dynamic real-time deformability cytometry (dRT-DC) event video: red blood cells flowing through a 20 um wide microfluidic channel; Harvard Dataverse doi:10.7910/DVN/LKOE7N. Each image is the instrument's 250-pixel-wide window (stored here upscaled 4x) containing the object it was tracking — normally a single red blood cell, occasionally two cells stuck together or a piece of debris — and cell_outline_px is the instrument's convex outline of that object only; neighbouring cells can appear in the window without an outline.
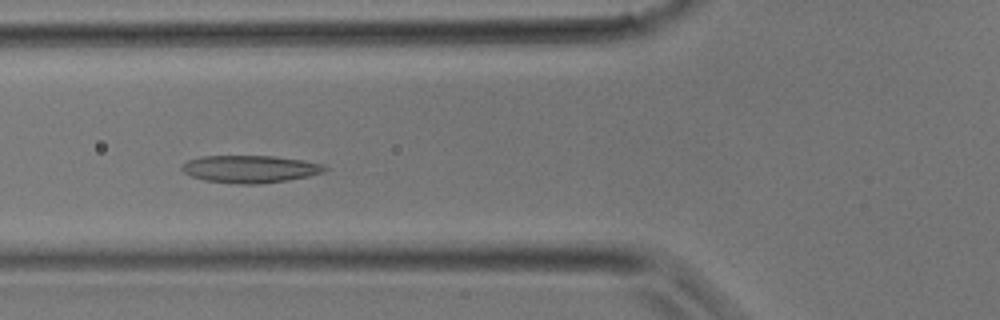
{"species": "common noctule bat (a hibernating species)", "species_latin": "Nyctalus noctula", "temperature_condition": "room temperature", "stored_images_in_passage": 32, "camera_frame_rate_fps": 3000, "um_per_image_px": 0.085, "animal": {"sex": "male", "body_mass_g": 17.9}, "frame": {"image": 1, "passage_image": 12, "time_ms": 3.667, "image_size_px": [1000, 320], "cell_outline_px": [[328, 168], [324, 172], [308, 176], [288, 180], [260, 184], [240, 184], [204, 180], [192, 176], [184, 172], [180, 168], [188, 160], [200, 156], [272, 156], [304, 160], [324, 164]], "centroid_in_image_um": [21.28, 14.36], "position_along_channel_um": 104.5, "area_um2": 22.83}}
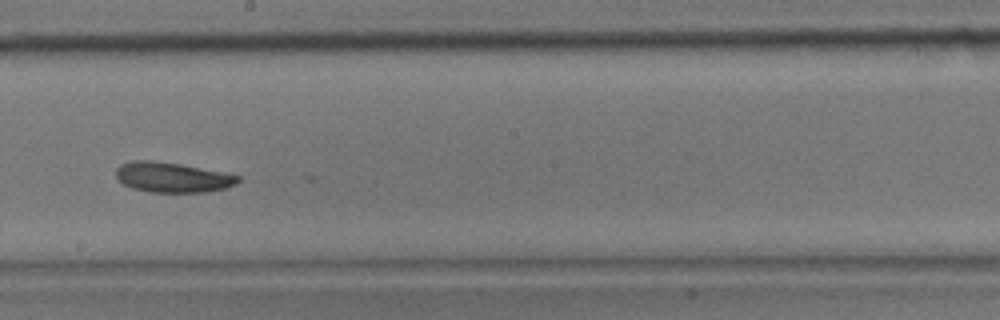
{"frame": {"image": 2, "passage_image": 19, "time_ms": 6.0, "image_size_px": [1000, 320], "cell_outline_px": [[240, 180], [236, 184], [224, 188], [204, 192], [148, 192], [132, 188], [124, 184], [116, 176], [116, 168], [120, 164], [132, 160], [152, 160], [180, 164], [224, 172], [240, 176]], "centroid_in_image_um": [14.64, 15.06], "position_along_channel_um": 233.6, "area_um2": 21.39}}
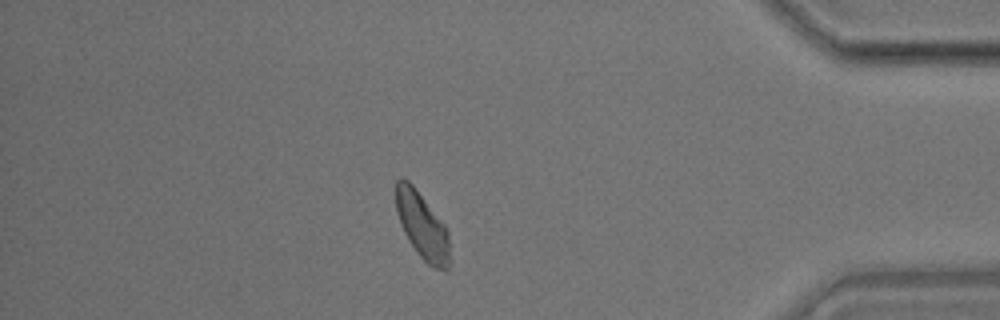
{"frame": {"image": 3, "passage_image": 30, "time_ms": 9.667, "image_size_px": [1000, 320], "cell_outline_px": [[452, 260], [448, 268], [436, 268], [428, 264], [416, 252], [408, 240], [400, 224], [396, 212], [396, 180], [400, 176], [408, 180], [412, 184], [448, 228]], "centroid_in_image_um": [35.91, 19.2], "position_along_channel_um": 399.3, "area_um2": 21.21}}